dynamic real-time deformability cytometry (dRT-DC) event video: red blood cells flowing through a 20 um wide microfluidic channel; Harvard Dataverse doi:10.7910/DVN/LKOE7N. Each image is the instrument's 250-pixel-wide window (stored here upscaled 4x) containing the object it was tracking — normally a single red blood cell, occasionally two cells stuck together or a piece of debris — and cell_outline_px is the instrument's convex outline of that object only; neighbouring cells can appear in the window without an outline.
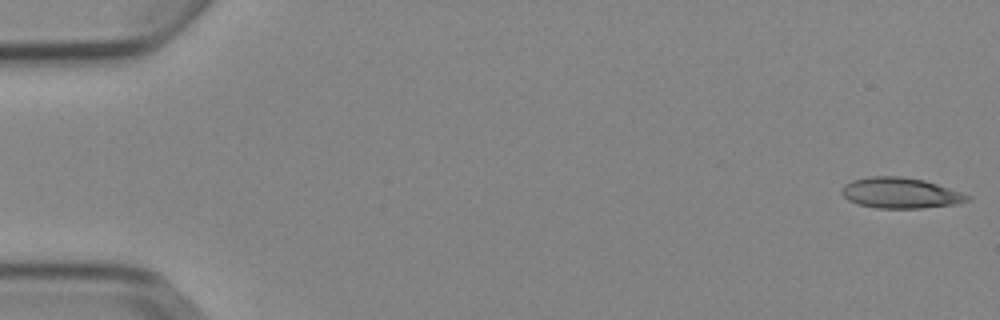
{"species": "Egyptian fruit bat (a non-hibernating species)", "species_latin": "Rousettus aegyptiacus", "temperature_condition": "cold", "stored_images_in_passage": 5, "camera_frame_rate_fps": 3000, "um_per_image_px": 0.085, "animal": {"sex": "female"}, "frame": {"image": 1, "passage_image": 1, "time_ms": 0.0, "image_size_px": [1000, 320], "cell_outline_px": [[972, 196], [968, 200], [956, 204], [920, 208], [876, 208], [856, 204], [848, 200], [840, 192], [844, 184], [852, 180], [872, 176], [900, 176], [924, 180]], "centroid_in_image_um": [76.49, 16.4], "position_along_channel_um": 8.5, "area_um2": 22.37}}
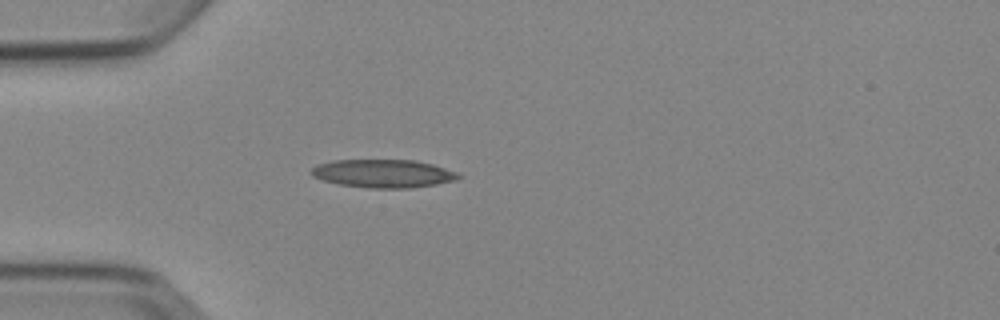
{"frame": {"image": 2, "passage_image": 5, "time_ms": 4.667, "image_size_px": [1000, 320], "cell_outline_px": [[460, 176], [456, 180], [436, 184], [412, 188], [368, 188], [340, 184], [324, 180], [312, 176], [308, 172], [316, 164], [332, 160], [412, 160], [432, 164], [456, 172]], "centroid_in_image_um": [32.52, 14.75], "position_along_channel_um": 52.5, "area_um2": 24.1}}